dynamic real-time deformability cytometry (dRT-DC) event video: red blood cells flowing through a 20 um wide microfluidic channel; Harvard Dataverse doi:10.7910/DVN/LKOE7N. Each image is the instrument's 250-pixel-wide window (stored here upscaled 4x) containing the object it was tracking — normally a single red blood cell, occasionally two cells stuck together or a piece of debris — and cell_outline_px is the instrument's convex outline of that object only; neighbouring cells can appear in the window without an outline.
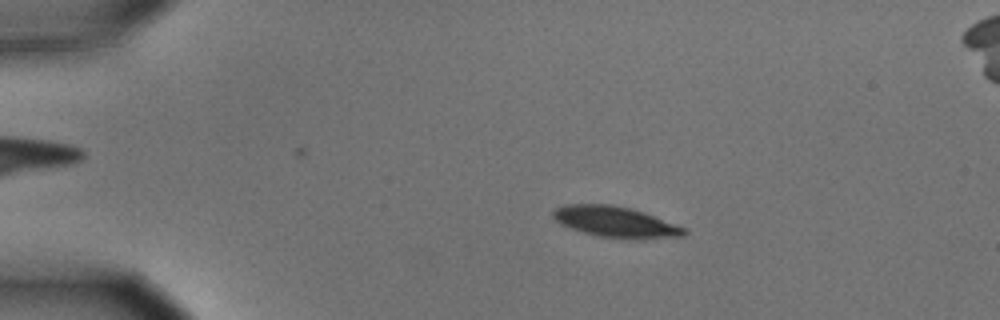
{"species": "common noctule bat (a hibernating species)", "species_latin": "Nyctalus noctula", "temperature_condition": "cold", "stored_images_in_passage": 51, "camera_frame_rate_fps": 3000, "um_per_image_px": 0.085, "animal": {"sex": "male", "body_mass_g": 15.6}, "frame": {"image": 1, "passage_image": 11, "time_ms": 3.333, "image_size_px": [1000, 320], "cell_outline_px": [[688, 232], [684, 236], [644, 240], [628, 240], [596, 236], [560, 224], [552, 216], [552, 212], [556, 208], [564, 204], [612, 204], [632, 208], [644, 212], [688, 228]], "centroid_in_image_um": [52.39, 18.88], "position_along_channel_um": 32.6, "area_um2": 24.22}}
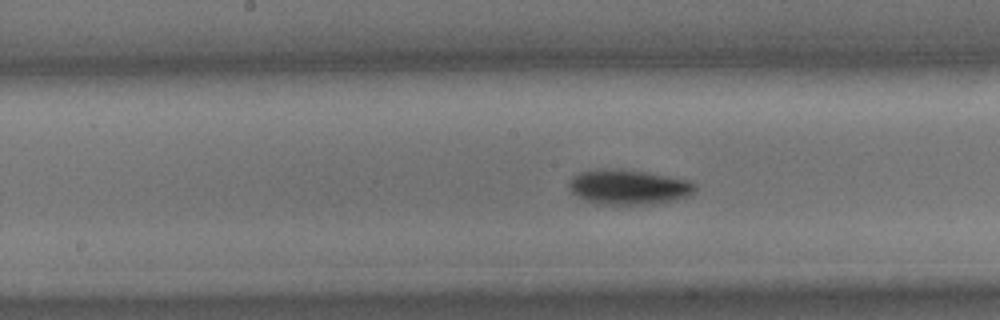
{"frame": {"image": 2, "passage_image": 29, "time_ms": 9.333, "image_size_px": [1000, 320], "cell_outline_px": [[696, 188], [688, 196], [676, 200], [648, 204], [600, 204], [584, 200], [572, 192], [568, 184], [572, 176], [580, 172], [604, 168], [620, 168], [648, 172], [692, 180], [696, 184]], "centroid_in_image_um": [53.45, 15.88], "position_along_channel_um": 194.8, "area_um2": 25.89}}
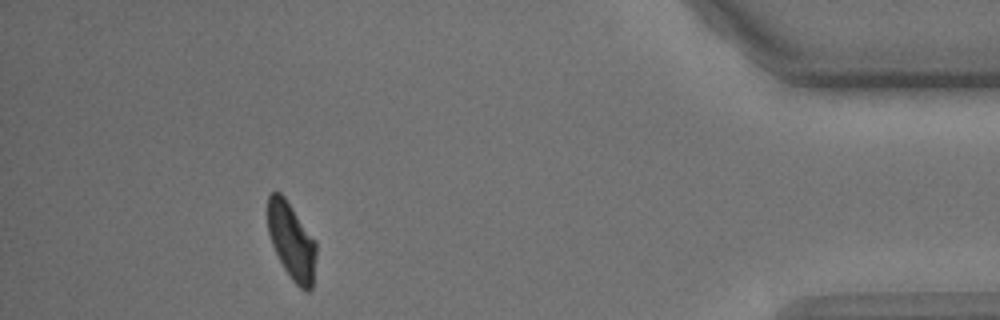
{"frame": {"image": 3, "passage_image": 51, "time_ms": 16.667, "image_size_px": [1000, 320], "cell_outline_px": [[316, 256], [312, 288], [308, 292], [304, 292], [292, 280], [284, 268], [272, 244], [268, 232], [268, 196], [272, 192], [280, 192], [284, 196], [316, 240]], "centroid_in_image_um": [24.8, 20.51], "position_along_channel_um": 410.4, "area_um2": 21.68}, "authors_computed_cell_mechanics": {"area_um2": 24.1604, "velocity_mm_per_s": 3.6073, "shape_relaxation_time_tau1_ms": 2.9218, "shape_relaxation_time_tau2_ms": 11.0234, "deformation_change_tau1": 0.1272, "deformation_change_tau2": 0.1251}}